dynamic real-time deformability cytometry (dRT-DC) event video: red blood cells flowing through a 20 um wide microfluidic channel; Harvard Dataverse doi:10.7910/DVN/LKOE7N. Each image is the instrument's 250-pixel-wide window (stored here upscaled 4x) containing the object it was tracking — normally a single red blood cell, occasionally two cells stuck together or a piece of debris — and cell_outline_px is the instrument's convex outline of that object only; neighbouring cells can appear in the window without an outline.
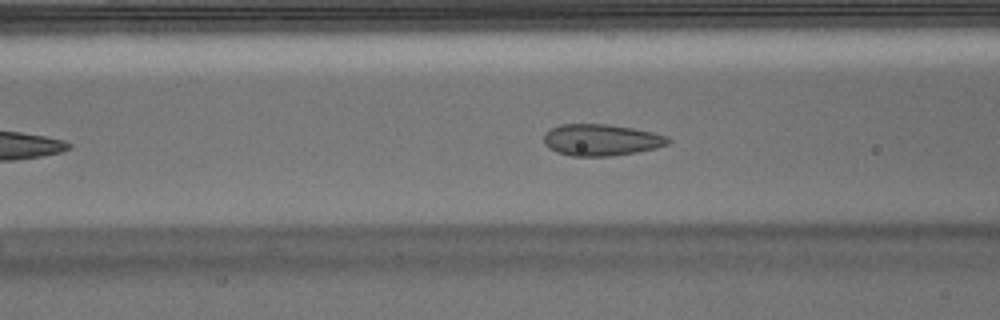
{"species": "Egyptian fruit bat (a non-hibernating species)", "species_latin": "Rousettus aegyptiacus", "temperature_condition": "warm", "stored_images_in_passage": 43, "camera_frame_rate_fps": 3000, "um_per_image_px": 0.085, "animal": {"sex": "male"}, "frame": {"image": 1, "passage_image": 13, "time_ms": 4.0, "image_size_px": [1000, 320], "cell_outline_px": [[672, 140], [668, 144], [656, 148], [636, 152], [608, 156], [572, 156], [556, 152], [548, 148], [544, 144], [544, 132], [560, 124], [608, 124], [632, 128], [652, 132], [668, 136]], "centroid_in_image_um": [51.09, 11.89], "position_along_channel_um": 115.5, "area_um2": 22.95}}
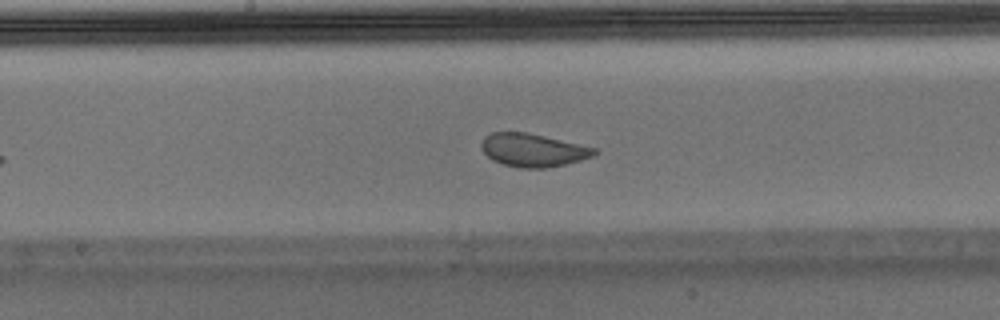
{"frame": {"image": 2, "passage_image": 20, "time_ms": 6.333, "image_size_px": [1000, 320], "cell_outline_px": [[600, 152], [592, 156], [580, 160], [548, 168], [520, 168], [504, 164], [492, 160], [480, 148], [480, 144], [484, 136], [492, 132], [528, 132], [596, 148]], "centroid_in_image_um": [45.28, 12.75], "position_along_channel_um": 202.9, "area_um2": 21.85}}
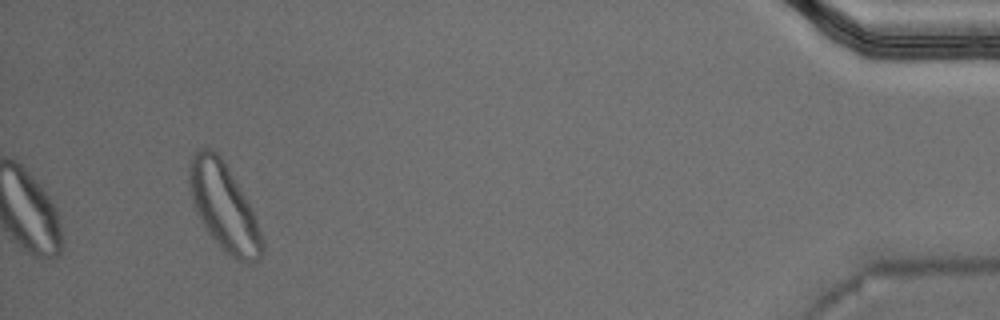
{"frame": {"image": 3, "passage_image": 43, "time_ms": 14.0, "image_size_px": [1000, 320], "cell_outline_px": [[264, 252], [260, 260], [248, 264], [236, 260], [204, 228], [196, 212], [188, 188], [188, 168], [192, 152], [196, 148], [212, 148], [220, 156], [244, 196], [256, 220], [264, 240]], "centroid_in_image_um": [19.0, 17.58], "position_along_channel_um": 416.2, "area_um2": 36.82}, "authors_computed_cell_mechanics": {"area_um2": 23.3512, "velocity_mm_per_s": 3.7395, "shape_relaxation_time_tau1_ms": 4.6856, "shape_relaxation_time_tau2_ms": null, "deformation_change_tau1": 0.1129, "deformation_change_tau2": null}}